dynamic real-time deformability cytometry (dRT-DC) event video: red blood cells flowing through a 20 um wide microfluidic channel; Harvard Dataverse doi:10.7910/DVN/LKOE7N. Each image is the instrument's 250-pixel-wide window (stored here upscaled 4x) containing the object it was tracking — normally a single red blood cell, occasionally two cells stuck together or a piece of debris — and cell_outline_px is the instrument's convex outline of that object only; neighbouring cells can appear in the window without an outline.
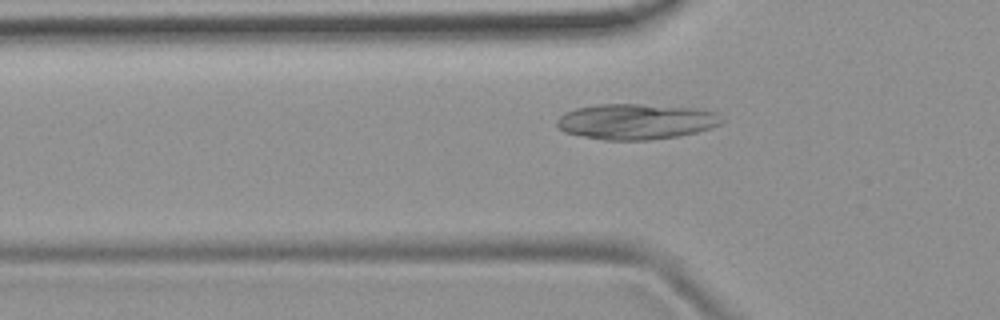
{"species": "common noctule bat (a hibernating species)", "species_latin": "Nyctalus noctula", "temperature_condition": "room temperature", "stored_images_in_passage": 33, "camera_frame_rate_fps": 3000, "um_per_image_px": 0.085, "animal": {"sex": "female", "body_mass_g": 19.9}, "frame": {"image": 1, "passage_image": 4, "time_ms": 1.0, "image_size_px": [1000, 320], "cell_outline_px": [[724, 120], [720, 124], [696, 132], [680, 136], [648, 140], [604, 140], [564, 132], [556, 124], [556, 120], [564, 112], [576, 108], [596, 104], [640, 104], [704, 108], [716, 112]], "centroid_in_image_um": [54.08, 10.32], "position_along_channel_um": 71.7, "area_um2": 34.45}}
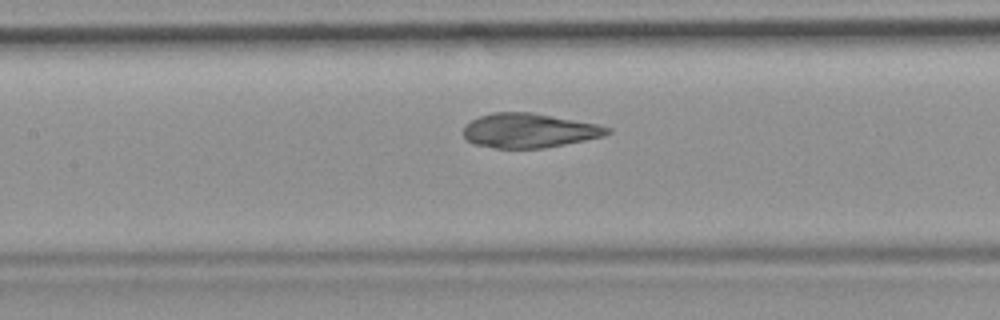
{"frame": {"image": 2, "passage_image": 11, "time_ms": 3.333, "image_size_px": [1000, 320], "cell_outline_px": [[612, 132], [604, 136], [544, 148], [496, 148], [472, 144], [464, 136], [464, 124], [480, 116], [492, 112], [532, 112], [596, 124], [612, 128]], "centroid_in_image_um": [44.96, 11.09], "position_along_channel_um": 162.4, "area_um2": 28.78}}
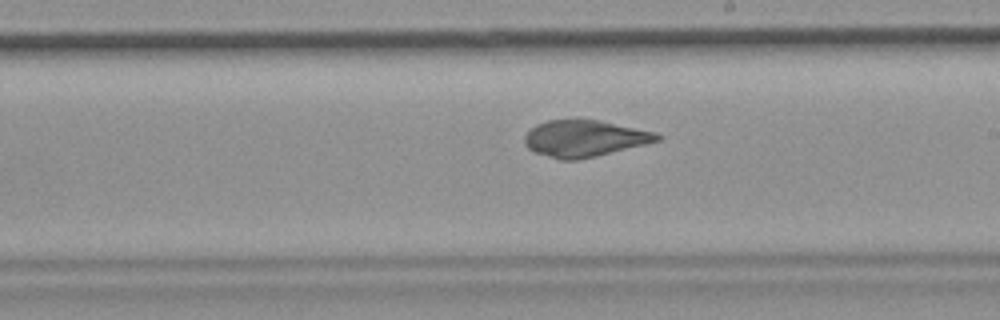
{"frame": {"image": 3, "passage_image": 17, "time_ms": 5.333, "image_size_px": [1000, 320], "cell_outline_px": [[664, 136], [660, 140], [596, 156], [576, 160], [560, 160], [536, 152], [528, 148], [524, 144], [524, 136], [536, 124], [548, 120], [600, 120], [656, 132]], "centroid_in_image_um": [49.69, 11.76], "position_along_channel_um": 239.3, "area_um2": 28.03}, "authors_computed_cell_mechanics": {"area_um2": 29.1312, "velocity_mm_per_s": 3.8656, "shape_relaxation_time_tau1_ms": 11.0452, "shape_relaxation_time_tau2_ms": null, "deformation_change_tau1": 0.3166, "deformation_change_tau2": null}}